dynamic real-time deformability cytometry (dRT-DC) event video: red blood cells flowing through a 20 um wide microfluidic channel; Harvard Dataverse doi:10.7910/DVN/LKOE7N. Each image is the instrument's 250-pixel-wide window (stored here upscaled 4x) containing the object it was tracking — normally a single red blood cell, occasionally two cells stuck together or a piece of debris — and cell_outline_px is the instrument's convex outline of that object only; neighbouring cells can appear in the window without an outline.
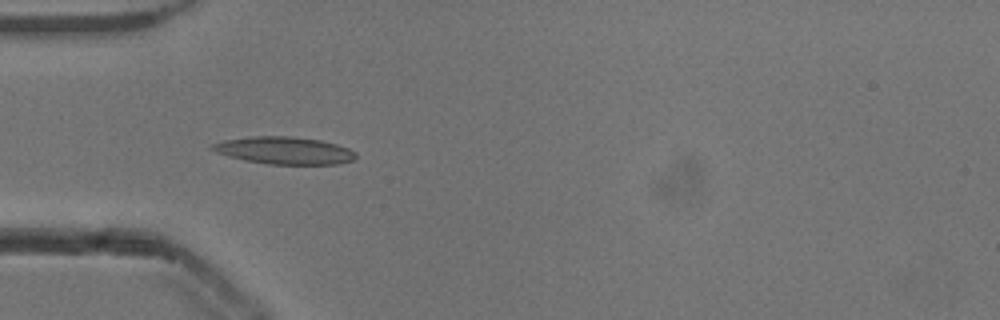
{"species": "common noctule bat (a hibernating species)", "species_latin": "Nyctalus noctula", "temperature_condition": "cold", "stored_images_in_passage": 16, "camera_frame_rate_fps": 3000, "um_per_image_px": 0.085, "animal": {"sex": "male", "body_mass_g": 13.3}, "frame": {"image": 1, "passage_image": 5, "time_ms": 1.333, "image_size_px": [1000, 320], "cell_outline_px": [[356, 156], [352, 160], [336, 164], [268, 164], [244, 160], [228, 156], [216, 152], [208, 148], [212, 144], [224, 140], [252, 136], [292, 136], [320, 140], [336, 144], [348, 148], [356, 152]], "centroid_in_image_um": [24.14, 12.78], "position_along_channel_um": 60.9, "area_um2": 22.83}}
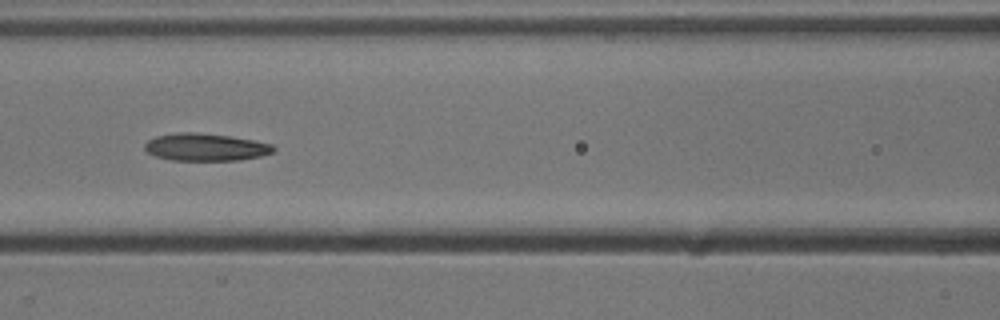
{"frame": {"image": 2, "passage_image": 12, "time_ms": 3.667, "image_size_px": [1000, 320], "cell_outline_px": [[276, 148], [272, 152], [260, 156], [240, 160], [172, 160], [156, 156], [148, 152], [144, 148], [144, 144], [148, 140], [156, 136], [176, 132], [192, 132], [228, 136], [252, 140], [272, 144]], "centroid_in_image_um": [17.45, 12.5], "position_along_channel_um": 149.1, "area_um2": 20.4}}